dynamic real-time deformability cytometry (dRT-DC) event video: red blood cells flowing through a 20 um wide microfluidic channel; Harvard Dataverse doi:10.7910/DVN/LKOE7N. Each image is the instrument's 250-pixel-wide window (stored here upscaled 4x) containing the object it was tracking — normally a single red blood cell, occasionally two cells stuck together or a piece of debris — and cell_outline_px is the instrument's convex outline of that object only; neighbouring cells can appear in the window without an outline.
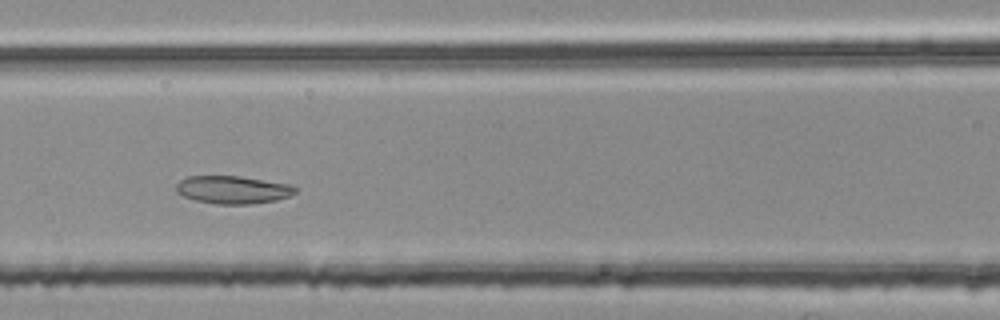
{"species": "common noctule bat (a hibernating species)", "species_latin": "Nyctalus noctula", "temperature_condition": "room temperature", "stored_images_in_passage": 37, "camera_frame_rate_fps": 3000, "um_per_image_px": 0.085, "animal": {"sex": "female", "body_mass_g": 25.1}, "frame": {"image": 1, "passage_image": 13, "time_ms": 4.0, "image_size_px": [1000, 320], "cell_outline_px": [[300, 188], [296, 192], [288, 196], [276, 200], [248, 204], [216, 204], [196, 200], [184, 196], [176, 192], [176, 184], [180, 180], [188, 176], [240, 176], [288, 184]], "centroid_in_image_um": [19.79, 16.12], "position_along_channel_um": 146.8, "area_um2": 19.25}}
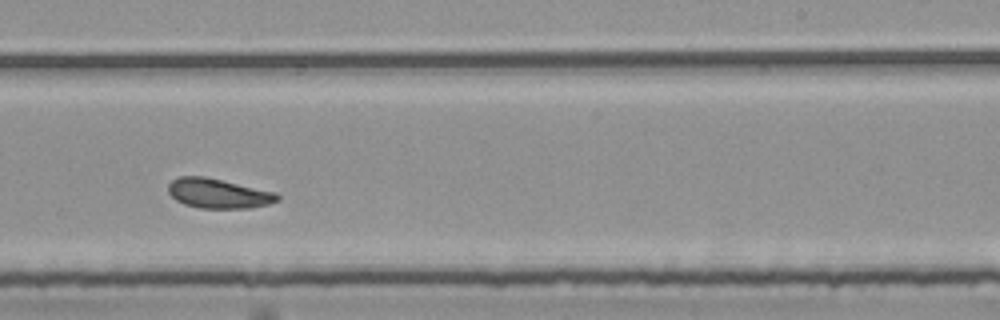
{"frame": {"image": 2, "passage_image": 23, "time_ms": 7.333, "image_size_px": [1000, 320], "cell_outline_px": [[280, 200], [268, 204], [248, 208], [200, 208], [184, 204], [176, 200], [168, 192], [168, 184], [172, 180], [180, 176], [204, 176], [276, 192], [280, 196]], "centroid_in_image_um": [18.56, 16.44], "position_along_channel_um": 270.4, "area_um2": 18.84}}
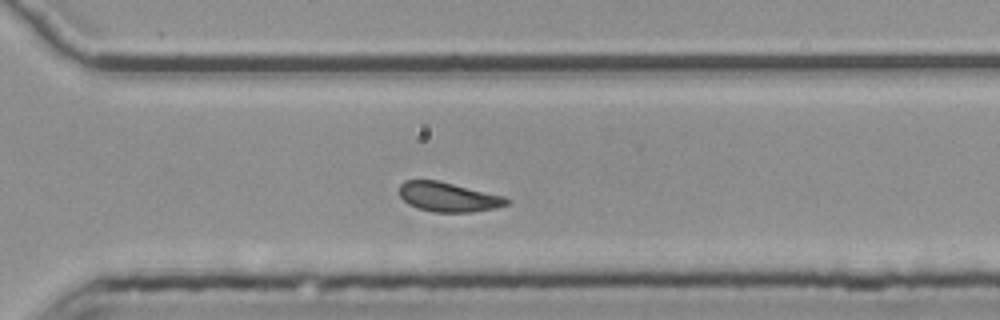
{"frame": {"image": 3, "passage_image": 28, "time_ms": 9.0, "image_size_px": [1000, 320], "cell_outline_px": [[512, 200], [508, 204], [496, 208], [472, 212], [432, 212], [408, 204], [400, 196], [400, 184], [404, 180], [436, 180], [504, 196]], "centroid_in_image_um": [38.12, 16.75], "position_along_channel_um": 332.5, "area_um2": 18.32}, "authors_computed_cell_mechanics": {"area_um2": 18.9006, "velocity_mm_per_s": 3.7306, "shape_relaxation_time_tau1_ms": null, "shape_relaxation_time_tau2_ms": 2.9888, "deformation_change_tau1": null, "deformation_change_tau2": 0.0899}}